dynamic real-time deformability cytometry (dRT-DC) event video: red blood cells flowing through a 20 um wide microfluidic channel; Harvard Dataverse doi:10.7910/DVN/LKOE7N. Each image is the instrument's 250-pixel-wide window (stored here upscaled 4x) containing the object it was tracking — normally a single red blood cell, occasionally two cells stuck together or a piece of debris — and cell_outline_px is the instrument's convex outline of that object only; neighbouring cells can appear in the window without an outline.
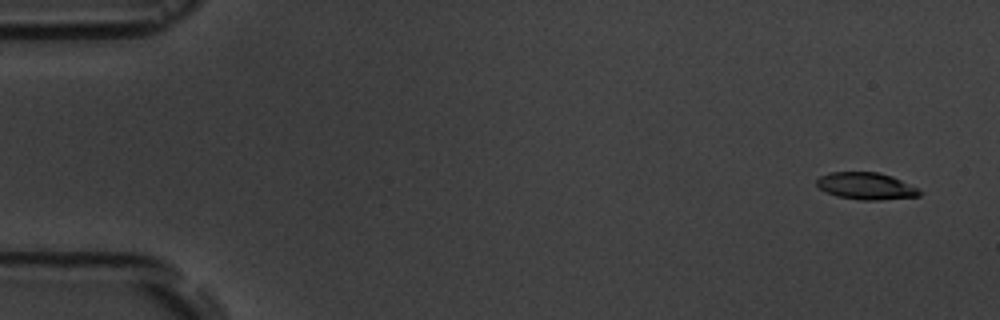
{"species": "common noctule bat (a hibernating species)", "species_latin": "Nyctalus noctula", "temperature_condition": "room temperature", "stored_images_in_passage": 5, "camera_frame_rate_fps": 3000, "um_per_image_px": 0.085, "animal": {"sex": "male", "body_mass_g": 19.5, "forearm_length_mm": 54.6}, "frame": {"image": 1, "passage_image": 1, "time_ms": 0.0, "image_size_px": [1000, 320], "cell_outline_px": [[924, 192], [920, 196], [880, 200], [860, 200], [836, 196], [820, 188], [816, 184], [816, 180], [820, 176], [832, 172], [876, 172], [892, 176]], "centroid_in_image_um": [73.62, 15.82], "position_along_channel_um": 11.4, "area_um2": 16.07}}
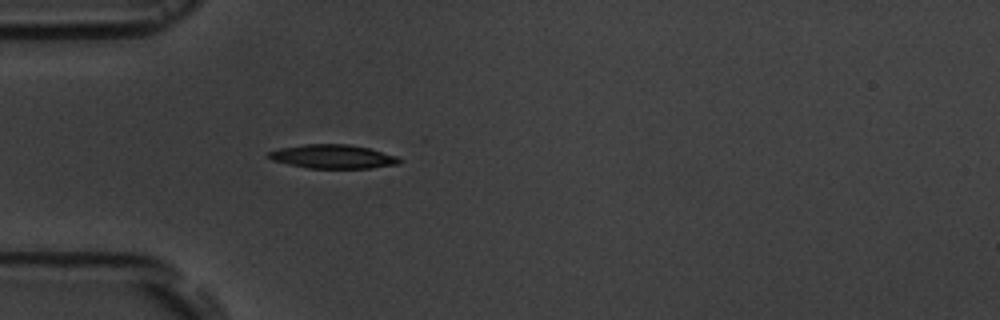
{"frame": {"image": 2, "passage_image": 5, "time_ms": 4.667, "image_size_px": [1000, 320], "cell_outline_px": [[404, 160], [400, 164], [372, 168], [308, 168], [288, 164], [272, 160], [264, 156], [268, 152], [280, 148], [304, 144], [348, 144], [368, 148], [396, 156]], "centroid_in_image_um": [28.28, 13.31], "position_along_channel_um": 56.7, "area_um2": 18.26}}